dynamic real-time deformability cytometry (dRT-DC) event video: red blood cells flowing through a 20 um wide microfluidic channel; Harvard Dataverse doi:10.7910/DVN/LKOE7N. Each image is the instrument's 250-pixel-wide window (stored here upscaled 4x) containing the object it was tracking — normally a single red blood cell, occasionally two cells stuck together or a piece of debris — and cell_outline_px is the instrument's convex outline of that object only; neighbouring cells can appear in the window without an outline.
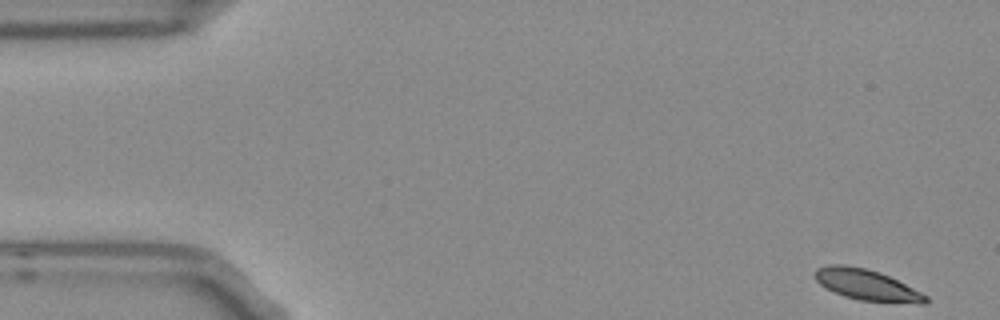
{"species": "Egyptian fruit bat (a non-hibernating species)", "species_latin": "Rousettus aegyptiacus", "temperature_condition": "room temperature", "stored_images_in_passage": 13, "camera_frame_rate_fps": 3000, "um_per_image_px": 0.085, "frame": {"image": 1, "passage_image": 1, "time_ms": 0.0, "image_size_px": [1000, 320], "cell_outline_px": [[928, 300], [924, 304], [920, 304], [860, 300], [844, 296], [820, 284], [812, 276], [812, 272], [816, 268], [828, 264], [844, 264], [864, 268], [880, 272], [928, 296]], "centroid_in_image_um": [73.62, 24.2], "position_along_channel_um": 11.4, "area_um2": 19.83}}
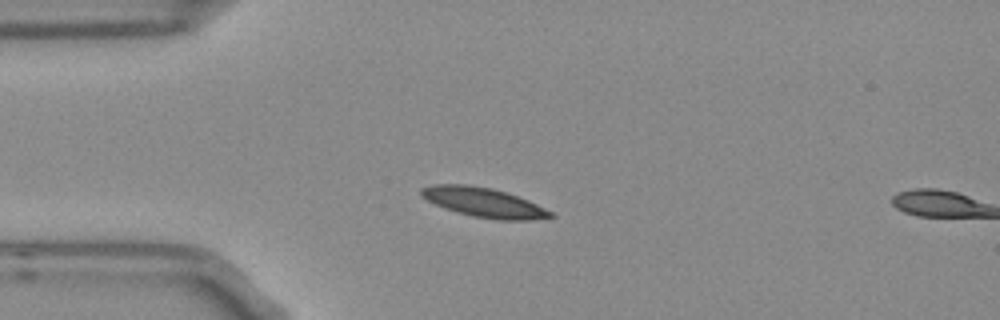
{"frame": {"image": 2, "passage_image": 12, "time_ms": 3.667, "image_size_px": [1000, 320], "cell_outline_px": [[556, 216], [532, 220], [496, 220], [472, 216], [456, 212], [444, 208], [420, 196], [420, 188], [432, 184], [468, 184], [492, 188], [528, 200], [552, 212]], "centroid_in_image_um": [41.09, 17.2], "position_along_channel_um": 43.9, "area_um2": 22.2}}